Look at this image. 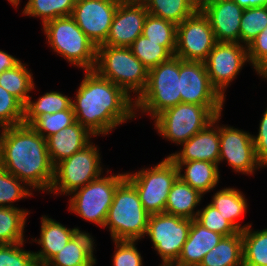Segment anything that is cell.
<instances>
[{
  "mask_svg": "<svg viewBox=\"0 0 267 266\" xmlns=\"http://www.w3.org/2000/svg\"><path fill=\"white\" fill-rule=\"evenodd\" d=\"M159 266H181L176 262H162Z\"/></svg>",
  "mask_w": 267,
  "mask_h": 266,
  "instance_id": "c3c4849f",
  "label": "cell"
},
{
  "mask_svg": "<svg viewBox=\"0 0 267 266\" xmlns=\"http://www.w3.org/2000/svg\"><path fill=\"white\" fill-rule=\"evenodd\" d=\"M142 35L150 41L162 42V46L175 55L177 36L175 23L148 14L144 21Z\"/></svg>",
  "mask_w": 267,
  "mask_h": 266,
  "instance_id": "836d02e7",
  "label": "cell"
},
{
  "mask_svg": "<svg viewBox=\"0 0 267 266\" xmlns=\"http://www.w3.org/2000/svg\"><path fill=\"white\" fill-rule=\"evenodd\" d=\"M125 175L149 214L165 212L168 194L178 178L177 166L168 156L153 167H145L135 173L125 172Z\"/></svg>",
  "mask_w": 267,
  "mask_h": 266,
  "instance_id": "ba28073f",
  "label": "cell"
},
{
  "mask_svg": "<svg viewBox=\"0 0 267 266\" xmlns=\"http://www.w3.org/2000/svg\"><path fill=\"white\" fill-rule=\"evenodd\" d=\"M72 98L57 91H50L33 101L30 96L24 105V125H30L36 118L47 113L67 110L72 105Z\"/></svg>",
  "mask_w": 267,
  "mask_h": 266,
  "instance_id": "83f0119b",
  "label": "cell"
},
{
  "mask_svg": "<svg viewBox=\"0 0 267 266\" xmlns=\"http://www.w3.org/2000/svg\"><path fill=\"white\" fill-rule=\"evenodd\" d=\"M253 143L258 162L262 167H267V108L259 123L258 134H252Z\"/></svg>",
  "mask_w": 267,
  "mask_h": 266,
  "instance_id": "ee69618b",
  "label": "cell"
},
{
  "mask_svg": "<svg viewBox=\"0 0 267 266\" xmlns=\"http://www.w3.org/2000/svg\"><path fill=\"white\" fill-rule=\"evenodd\" d=\"M21 60L0 49V74L17 66Z\"/></svg>",
  "mask_w": 267,
  "mask_h": 266,
  "instance_id": "f6af8a7d",
  "label": "cell"
},
{
  "mask_svg": "<svg viewBox=\"0 0 267 266\" xmlns=\"http://www.w3.org/2000/svg\"><path fill=\"white\" fill-rule=\"evenodd\" d=\"M33 78L27 64L21 61L14 68L7 69L0 74V86L25 105L30 93L36 88Z\"/></svg>",
  "mask_w": 267,
  "mask_h": 266,
  "instance_id": "f1b7e54d",
  "label": "cell"
},
{
  "mask_svg": "<svg viewBox=\"0 0 267 266\" xmlns=\"http://www.w3.org/2000/svg\"><path fill=\"white\" fill-rule=\"evenodd\" d=\"M219 141L218 166L226 160L233 172L248 176L263 169L256 156L252 134L248 131L219 124Z\"/></svg>",
  "mask_w": 267,
  "mask_h": 266,
  "instance_id": "9a60e30c",
  "label": "cell"
},
{
  "mask_svg": "<svg viewBox=\"0 0 267 266\" xmlns=\"http://www.w3.org/2000/svg\"><path fill=\"white\" fill-rule=\"evenodd\" d=\"M220 214L227 219L239 232H243L251 224L241 225L240 217L247 213L248 203L243 192L237 188L226 187L217 191L210 202Z\"/></svg>",
  "mask_w": 267,
  "mask_h": 266,
  "instance_id": "484cf974",
  "label": "cell"
},
{
  "mask_svg": "<svg viewBox=\"0 0 267 266\" xmlns=\"http://www.w3.org/2000/svg\"><path fill=\"white\" fill-rule=\"evenodd\" d=\"M244 8L233 0L212 2L202 12L208 18L216 42L240 43V23Z\"/></svg>",
  "mask_w": 267,
  "mask_h": 266,
  "instance_id": "d6986e66",
  "label": "cell"
},
{
  "mask_svg": "<svg viewBox=\"0 0 267 266\" xmlns=\"http://www.w3.org/2000/svg\"><path fill=\"white\" fill-rule=\"evenodd\" d=\"M40 220V237H33L31 243L35 242L41 246L40 250L34 252V256L38 266H45L80 231V228H68L48 215H42Z\"/></svg>",
  "mask_w": 267,
  "mask_h": 266,
  "instance_id": "ffe728a7",
  "label": "cell"
},
{
  "mask_svg": "<svg viewBox=\"0 0 267 266\" xmlns=\"http://www.w3.org/2000/svg\"><path fill=\"white\" fill-rule=\"evenodd\" d=\"M100 176L85 186L73 191L69 198V212L81 219L104 228L107 214L113 202L117 186L126 178L125 173Z\"/></svg>",
  "mask_w": 267,
  "mask_h": 266,
  "instance_id": "52a82bcc",
  "label": "cell"
},
{
  "mask_svg": "<svg viewBox=\"0 0 267 266\" xmlns=\"http://www.w3.org/2000/svg\"><path fill=\"white\" fill-rule=\"evenodd\" d=\"M174 163L177 166L178 177L193 189L198 190L202 195L214 190L219 183L220 171L218 164L209 161Z\"/></svg>",
  "mask_w": 267,
  "mask_h": 266,
  "instance_id": "cb8c5ba5",
  "label": "cell"
},
{
  "mask_svg": "<svg viewBox=\"0 0 267 266\" xmlns=\"http://www.w3.org/2000/svg\"><path fill=\"white\" fill-rule=\"evenodd\" d=\"M149 215L135 187L125 178L115 190L104 228L109 229L112 241H140L145 238Z\"/></svg>",
  "mask_w": 267,
  "mask_h": 266,
  "instance_id": "277c9868",
  "label": "cell"
},
{
  "mask_svg": "<svg viewBox=\"0 0 267 266\" xmlns=\"http://www.w3.org/2000/svg\"><path fill=\"white\" fill-rule=\"evenodd\" d=\"M93 236L78 231L45 266H94L97 259Z\"/></svg>",
  "mask_w": 267,
  "mask_h": 266,
  "instance_id": "603a6c76",
  "label": "cell"
},
{
  "mask_svg": "<svg viewBox=\"0 0 267 266\" xmlns=\"http://www.w3.org/2000/svg\"><path fill=\"white\" fill-rule=\"evenodd\" d=\"M247 47L235 42H216L204 61L212 86L226 99V89L246 63Z\"/></svg>",
  "mask_w": 267,
  "mask_h": 266,
  "instance_id": "4fadbf2b",
  "label": "cell"
},
{
  "mask_svg": "<svg viewBox=\"0 0 267 266\" xmlns=\"http://www.w3.org/2000/svg\"><path fill=\"white\" fill-rule=\"evenodd\" d=\"M215 44L214 32L202 11L177 25L175 56L180 59L204 62Z\"/></svg>",
  "mask_w": 267,
  "mask_h": 266,
  "instance_id": "5bb4252c",
  "label": "cell"
},
{
  "mask_svg": "<svg viewBox=\"0 0 267 266\" xmlns=\"http://www.w3.org/2000/svg\"><path fill=\"white\" fill-rule=\"evenodd\" d=\"M179 103V57L173 55L167 61L149 69L146 87L135 100L136 117L140 112L141 115L147 113L153 120L166 109Z\"/></svg>",
  "mask_w": 267,
  "mask_h": 266,
  "instance_id": "8992f818",
  "label": "cell"
},
{
  "mask_svg": "<svg viewBox=\"0 0 267 266\" xmlns=\"http://www.w3.org/2000/svg\"><path fill=\"white\" fill-rule=\"evenodd\" d=\"M129 48L148 69L158 66L173 56L166 47L162 46V42L150 41L142 34L134 40Z\"/></svg>",
  "mask_w": 267,
  "mask_h": 266,
  "instance_id": "e575fe53",
  "label": "cell"
},
{
  "mask_svg": "<svg viewBox=\"0 0 267 266\" xmlns=\"http://www.w3.org/2000/svg\"><path fill=\"white\" fill-rule=\"evenodd\" d=\"M215 117L206 106L179 103L156 116L153 125L163 139L181 145L207 127Z\"/></svg>",
  "mask_w": 267,
  "mask_h": 266,
  "instance_id": "30bf717a",
  "label": "cell"
},
{
  "mask_svg": "<svg viewBox=\"0 0 267 266\" xmlns=\"http://www.w3.org/2000/svg\"><path fill=\"white\" fill-rule=\"evenodd\" d=\"M91 134L77 121L46 138L50 161L55 167L59 162L83 150L91 143Z\"/></svg>",
  "mask_w": 267,
  "mask_h": 266,
  "instance_id": "44dd1931",
  "label": "cell"
},
{
  "mask_svg": "<svg viewBox=\"0 0 267 266\" xmlns=\"http://www.w3.org/2000/svg\"><path fill=\"white\" fill-rule=\"evenodd\" d=\"M5 131H0V154H1V146H2V139Z\"/></svg>",
  "mask_w": 267,
  "mask_h": 266,
  "instance_id": "816d5d0a",
  "label": "cell"
},
{
  "mask_svg": "<svg viewBox=\"0 0 267 266\" xmlns=\"http://www.w3.org/2000/svg\"><path fill=\"white\" fill-rule=\"evenodd\" d=\"M144 4L148 14L176 25L181 24L196 12L189 0H146Z\"/></svg>",
  "mask_w": 267,
  "mask_h": 266,
  "instance_id": "d6a6232c",
  "label": "cell"
},
{
  "mask_svg": "<svg viewBox=\"0 0 267 266\" xmlns=\"http://www.w3.org/2000/svg\"><path fill=\"white\" fill-rule=\"evenodd\" d=\"M147 15L148 11L144 3L121 1L103 45L129 47L142 34Z\"/></svg>",
  "mask_w": 267,
  "mask_h": 266,
  "instance_id": "e0dca14e",
  "label": "cell"
},
{
  "mask_svg": "<svg viewBox=\"0 0 267 266\" xmlns=\"http://www.w3.org/2000/svg\"><path fill=\"white\" fill-rule=\"evenodd\" d=\"M248 60L254 71L264 80H267V26L247 46Z\"/></svg>",
  "mask_w": 267,
  "mask_h": 266,
  "instance_id": "b9f144b4",
  "label": "cell"
},
{
  "mask_svg": "<svg viewBox=\"0 0 267 266\" xmlns=\"http://www.w3.org/2000/svg\"><path fill=\"white\" fill-rule=\"evenodd\" d=\"M203 196L178 177L168 194L165 213L184 219H196L199 209L194 210L200 206Z\"/></svg>",
  "mask_w": 267,
  "mask_h": 266,
  "instance_id": "d4e9b609",
  "label": "cell"
},
{
  "mask_svg": "<svg viewBox=\"0 0 267 266\" xmlns=\"http://www.w3.org/2000/svg\"><path fill=\"white\" fill-rule=\"evenodd\" d=\"M199 266H243L241 232L223 237Z\"/></svg>",
  "mask_w": 267,
  "mask_h": 266,
  "instance_id": "4316f807",
  "label": "cell"
},
{
  "mask_svg": "<svg viewBox=\"0 0 267 266\" xmlns=\"http://www.w3.org/2000/svg\"><path fill=\"white\" fill-rule=\"evenodd\" d=\"M25 243L0 244V266H38L34 251L23 249Z\"/></svg>",
  "mask_w": 267,
  "mask_h": 266,
  "instance_id": "60d3db41",
  "label": "cell"
},
{
  "mask_svg": "<svg viewBox=\"0 0 267 266\" xmlns=\"http://www.w3.org/2000/svg\"><path fill=\"white\" fill-rule=\"evenodd\" d=\"M138 241L113 240L115 251L112 258L113 266H143V257L136 245Z\"/></svg>",
  "mask_w": 267,
  "mask_h": 266,
  "instance_id": "7bdbcfd3",
  "label": "cell"
},
{
  "mask_svg": "<svg viewBox=\"0 0 267 266\" xmlns=\"http://www.w3.org/2000/svg\"><path fill=\"white\" fill-rule=\"evenodd\" d=\"M99 149L98 145L91 142L83 150L59 162L54 167V181L48 194L69 196L76 189L102 176L104 168Z\"/></svg>",
  "mask_w": 267,
  "mask_h": 266,
  "instance_id": "9c48e42d",
  "label": "cell"
},
{
  "mask_svg": "<svg viewBox=\"0 0 267 266\" xmlns=\"http://www.w3.org/2000/svg\"><path fill=\"white\" fill-rule=\"evenodd\" d=\"M267 26V6L246 8L240 23V43L248 46Z\"/></svg>",
  "mask_w": 267,
  "mask_h": 266,
  "instance_id": "8d00e7d4",
  "label": "cell"
},
{
  "mask_svg": "<svg viewBox=\"0 0 267 266\" xmlns=\"http://www.w3.org/2000/svg\"><path fill=\"white\" fill-rule=\"evenodd\" d=\"M0 167L37 192H49L54 181L46 139L30 125L6 127Z\"/></svg>",
  "mask_w": 267,
  "mask_h": 266,
  "instance_id": "7a4b0ae2",
  "label": "cell"
},
{
  "mask_svg": "<svg viewBox=\"0 0 267 266\" xmlns=\"http://www.w3.org/2000/svg\"><path fill=\"white\" fill-rule=\"evenodd\" d=\"M203 227L220 235H235L239 231L210 203L198 211L195 219Z\"/></svg>",
  "mask_w": 267,
  "mask_h": 266,
  "instance_id": "ab89813d",
  "label": "cell"
},
{
  "mask_svg": "<svg viewBox=\"0 0 267 266\" xmlns=\"http://www.w3.org/2000/svg\"><path fill=\"white\" fill-rule=\"evenodd\" d=\"M28 209L0 207V244L26 242L25 225Z\"/></svg>",
  "mask_w": 267,
  "mask_h": 266,
  "instance_id": "f546056e",
  "label": "cell"
},
{
  "mask_svg": "<svg viewBox=\"0 0 267 266\" xmlns=\"http://www.w3.org/2000/svg\"><path fill=\"white\" fill-rule=\"evenodd\" d=\"M121 0H77L71 17L98 47L106 42L114 14Z\"/></svg>",
  "mask_w": 267,
  "mask_h": 266,
  "instance_id": "2e32d148",
  "label": "cell"
},
{
  "mask_svg": "<svg viewBox=\"0 0 267 266\" xmlns=\"http://www.w3.org/2000/svg\"><path fill=\"white\" fill-rule=\"evenodd\" d=\"M8 2H10L11 5L17 9L18 6L20 5L21 0H8Z\"/></svg>",
  "mask_w": 267,
  "mask_h": 266,
  "instance_id": "681fc988",
  "label": "cell"
},
{
  "mask_svg": "<svg viewBox=\"0 0 267 266\" xmlns=\"http://www.w3.org/2000/svg\"><path fill=\"white\" fill-rule=\"evenodd\" d=\"M221 117L222 113L217 115L207 127L182 143L181 150L169 154L168 157L173 162L209 161L218 164L220 152L219 121Z\"/></svg>",
  "mask_w": 267,
  "mask_h": 266,
  "instance_id": "ac0fdd59",
  "label": "cell"
},
{
  "mask_svg": "<svg viewBox=\"0 0 267 266\" xmlns=\"http://www.w3.org/2000/svg\"><path fill=\"white\" fill-rule=\"evenodd\" d=\"M192 220L168 213L150 214L145 236L162 262H176L185 244Z\"/></svg>",
  "mask_w": 267,
  "mask_h": 266,
  "instance_id": "8fae6325",
  "label": "cell"
},
{
  "mask_svg": "<svg viewBox=\"0 0 267 266\" xmlns=\"http://www.w3.org/2000/svg\"><path fill=\"white\" fill-rule=\"evenodd\" d=\"M76 122L72 106L67 110L47 113L36 118L30 126L45 139Z\"/></svg>",
  "mask_w": 267,
  "mask_h": 266,
  "instance_id": "74e56055",
  "label": "cell"
},
{
  "mask_svg": "<svg viewBox=\"0 0 267 266\" xmlns=\"http://www.w3.org/2000/svg\"><path fill=\"white\" fill-rule=\"evenodd\" d=\"M181 103L208 107L216 116L221 114L225 99L212 86L204 62L179 58Z\"/></svg>",
  "mask_w": 267,
  "mask_h": 266,
  "instance_id": "7c38bea8",
  "label": "cell"
},
{
  "mask_svg": "<svg viewBox=\"0 0 267 266\" xmlns=\"http://www.w3.org/2000/svg\"><path fill=\"white\" fill-rule=\"evenodd\" d=\"M77 0H28L22 14L40 18L42 26L53 19L71 16Z\"/></svg>",
  "mask_w": 267,
  "mask_h": 266,
  "instance_id": "1f68e13d",
  "label": "cell"
},
{
  "mask_svg": "<svg viewBox=\"0 0 267 266\" xmlns=\"http://www.w3.org/2000/svg\"><path fill=\"white\" fill-rule=\"evenodd\" d=\"M47 44L74 67L94 70L97 46L84 34L71 16L59 17L42 26Z\"/></svg>",
  "mask_w": 267,
  "mask_h": 266,
  "instance_id": "5b68a950",
  "label": "cell"
},
{
  "mask_svg": "<svg viewBox=\"0 0 267 266\" xmlns=\"http://www.w3.org/2000/svg\"><path fill=\"white\" fill-rule=\"evenodd\" d=\"M72 99L76 121L94 137L106 136L128 120L136 118L135 100L95 70H85Z\"/></svg>",
  "mask_w": 267,
  "mask_h": 266,
  "instance_id": "6da1fadb",
  "label": "cell"
},
{
  "mask_svg": "<svg viewBox=\"0 0 267 266\" xmlns=\"http://www.w3.org/2000/svg\"><path fill=\"white\" fill-rule=\"evenodd\" d=\"M189 2L196 11H202L205 7L212 3V0H189Z\"/></svg>",
  "mask_w": 267,
  "mask_h": 266,
  "instance_id": "7dc6e473",
  "label": "cell"
},
{
  "mask_svg": "<svg viewBox=\"0 0 267 266\" xmlns=\"http://www.w3.org/2000/svg\"><path fill=\"white\" fill-rule=\"evenodd\" d=\"M25 182L19 180L13 174L0 167V207H15L14 202L34 195Z\"/></svg>",
  "mask_w": 267,
  "mask_h": 266,
  "instance_id": "d590c367",
  "label": "cell"
},
{
  "mask_svg": "<svg viewBox=\"0 0 267 266\" xmlns=\"http://www.w3.org/2000/svg\"><path fill=\"white\" fill-rule=\"evenodd\" d=\"M94 70L100 76L119 86L134 100L145 89L149 73V69L142 64L129 47L103 44L97 47Z\"/></svg>",
  "mask_w": 267,
  "mask_h": 266,
  "instance_id": "3957f363",
  "label": "cell"
},
{
  "mask_svg": "<svg viewBox=\"0 0 267 266\" xmlns=\"http://www.w3.org/2000/svg\"><path fill=\"white\" fill-rule=\"evenodd\" d=\"M128 3H145L146 0H121Z\"/></svg>",
  "mask_w": 267,
  "mask_h": 266,
  "instance_id": "f907efd6",
  "label": "cell"
},
{
  "mask_svg": "<svg viewBox=\"0 0 267 266\" xmlns=\"http://www.w3.org/2000/svg\"><path fill=\"white\" fill-rule=\"evenodd\" d=\"M233 1L244 9L267 6V0H233Z\"/></svg>",
  "mask_w": 267,
  "mask_h": 266,
  "instance_id": "bcb514c9",
  "label": "cell"
},
{
  "mask_svg": "<svg viewBox=\"0 0 267 266\" xmlns=\"http://www.w3.org/2000/svg\"><path fill=\"white\" fill-rule=\"evenodd\" d=\"M247 227L242 235L243 266H267V228Z\"/></svg>",
  "mask_w": 267,
  "mask_h": 266,
  "instance_id": "4dcf8cb0",
  "label": "cell"
},
{
  "mask_svg": "<svg viewBox=\"0 0 267 266\" xmlns=\"http://www.w3.org/2000/svg\"><path fill=\"white\" fill-rule=\"evenodd\" d=\"M24 105L0 86V131L23 123Z\"/></svg>",
  "mask_w": 267,
  "mask_h": 266,
  "instance_id": "f35d334b",
  "label": "cell"
},
{
  "mask_svg": "<svg viewBox=\"0 0 267 266\" xmlns=\"http://www.w3.org/2000/svg\"><path fill=\"white\" fill-rule=\"evenodd\" d=\"M223 237V235L203 227L193 219L187 240L182 247L176 263L181 266H199L203 257L212 250Z\"/></svg>",
  "mask_w": 267,
  "mask_h": 266,
  "instance_id": "7402d4cb",
  "label": "cell"
},
{
  "mask_svg": "<svg viewBox=\"0 0 267 266\" xmlns=\"http://www.w3.org/2000/svg\"><path fill=\"white\" fill-rule=\"evenodd\" d=\"M219 1H226V0H212V2H219Z\"/></svg>",
  "mask_w": 267,
  "mask_h": 266,
  "instance_id": "f5cc1de1",
  "label": "cell"
}]
</instances>
